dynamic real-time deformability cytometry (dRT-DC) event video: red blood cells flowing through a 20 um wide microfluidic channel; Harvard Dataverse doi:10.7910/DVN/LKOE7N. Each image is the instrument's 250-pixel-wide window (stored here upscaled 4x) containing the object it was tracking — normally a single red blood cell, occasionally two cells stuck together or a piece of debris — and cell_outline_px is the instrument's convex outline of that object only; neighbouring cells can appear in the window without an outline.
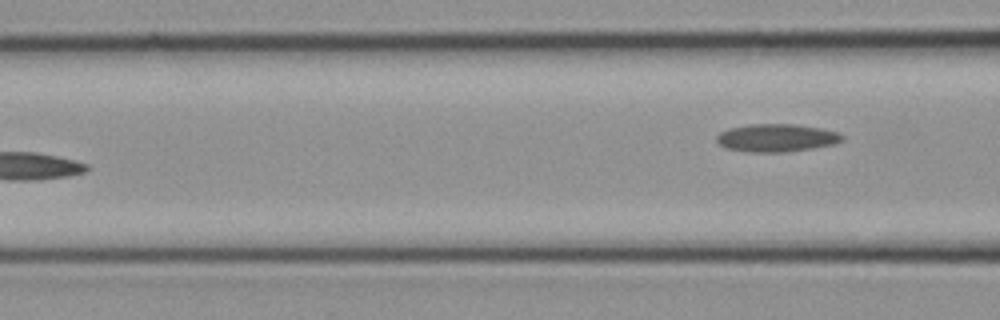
{"species": "common noctule bat (a hibernating species)", "species_latin": "Nyctalus noctula", "temperature_condition": "cold", "stored_images_in_passage": 11, "segment_of_instrument_passage": [2, 2], "camera_frame_rate_fps": 3000, "um_per_image_px": 0.085, "animal": {"sex": "female", "body_mass_g": 21.9}, "frame": {"image": 1, "passage_image": 11, "time_ms": 3.333, "image_size_px": [1000, 320], "cell_outline_px": [[844, 140], [836, 144], [788, 152], [748, 152], [724, 148], [716, 144], [716, 136], [720, 132], [728, 128], [752, 124], [792, 124], [820, 128], [840, 132], [844, 136]], "centroid_in_image_um": [65.99, 11.73], "position_along_channel_um": 100.6, "area_um2": 20.69}}